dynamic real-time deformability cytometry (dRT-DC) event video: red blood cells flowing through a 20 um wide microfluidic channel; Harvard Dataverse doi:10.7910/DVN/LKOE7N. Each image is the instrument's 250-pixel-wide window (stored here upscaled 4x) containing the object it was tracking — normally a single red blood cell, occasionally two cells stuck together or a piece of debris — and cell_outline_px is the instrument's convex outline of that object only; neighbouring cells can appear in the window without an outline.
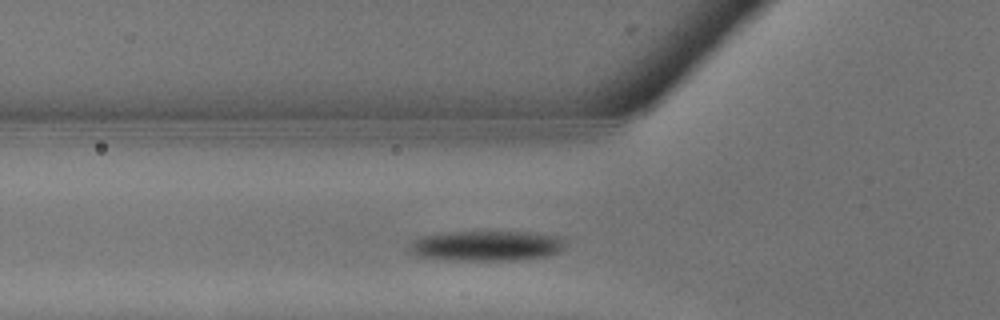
{"species": "common noctule bat (a hibernating species)", "species_latin": "Nyctalus noctula", "temperature_condition": "warm", "stored_images_in_passage": 6, "camera_frame_rate_fps": 3000, "um_per_image_px": 0.085, "animal": {"sex": "male", "body_mass_g": 13.3}, "frame": {"image": 1, "passage_image": 4, "time_ms": 1.0, "image_size_px": [1000, 320], "cell_outline_px": [[564, 248], [560, 252], [548, 256], [520, 260], [444, 260], [416, 256], [408, 248], [416, 240], [424, 236], [448, 232], [524, 232], [556, 236], [564, 240]], "centroid_in_image_um": [41.37, 20.91], "position_along_channel_um": 84.4, "area_um2": 27.28}}
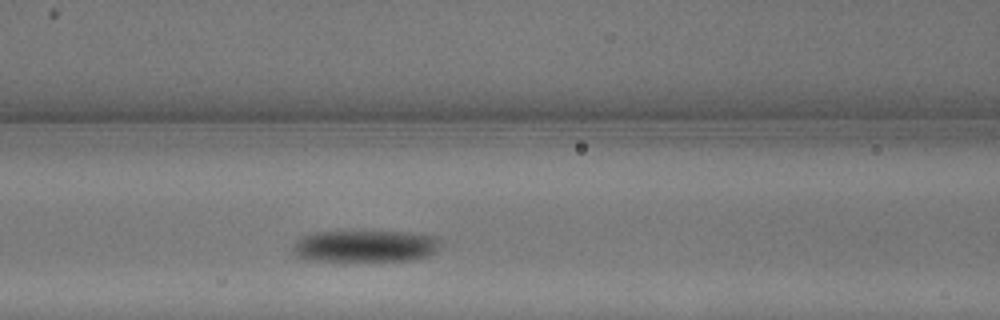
{"frame": {"image": 2, "passage_image": 6, "time_ms": 1.667, "image_size_px": [1000, 320], "cell_outline_px": [[440, 244], [428, 256], [412, 260], [308, 260], [296, 256], [292, 252], [292, 248], [296, 240], [304, 236], [316, 232], [408, 232], [432, 236]], "centroid_in_image_um": [30.97, 20.92], "position_along_channel_um": 135.6, "area_um2": 26.82}}